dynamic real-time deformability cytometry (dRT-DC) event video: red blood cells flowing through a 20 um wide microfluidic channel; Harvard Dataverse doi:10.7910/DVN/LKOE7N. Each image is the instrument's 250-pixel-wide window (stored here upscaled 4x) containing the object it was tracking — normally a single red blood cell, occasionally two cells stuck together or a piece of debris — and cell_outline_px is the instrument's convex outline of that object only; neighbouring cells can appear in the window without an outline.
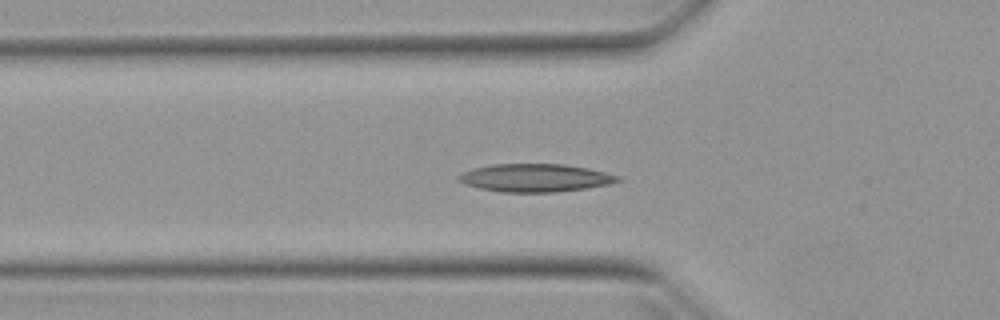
{"species": "Egyptian fruit bat (a non-hibernating species)", "species_latin": "Rousettus aegyptiacus", "temperature_condition": "warm", "stored_images_in_passage": 46, "camera_frame_rate_fps": 3000, "um_per_image_px": 0.085, "animal": {"sex": "female"}, "frame": {"image": 1, "passage_image": 11, "time_ms": 3.333, "image_size_px": [1000, 320], "cell_outline_px": [[624, 180], [608, 184], [584, 188], [556, 192], [500, 192], [480, 188], [464, 184], [456, 180], [456, 176], [460, 172], [472, 168], [492, 164], [564, 164], [588, 168], [620, 176]], "centroid_in_image_um": [45.44, 15.11], "position_along_channel_um": 80.4, "area_um2": 26.13}}
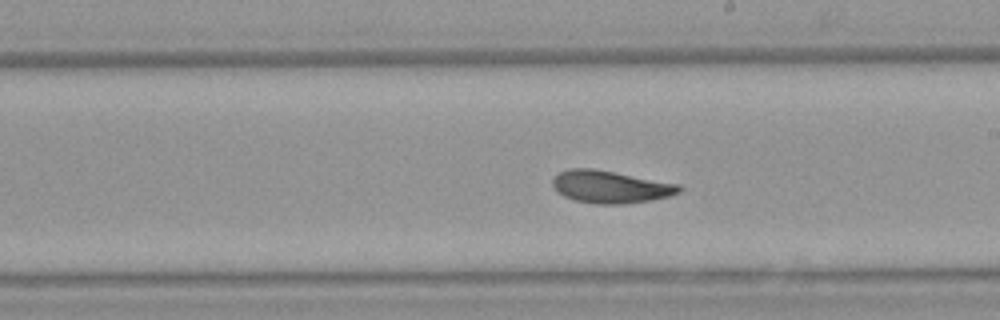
{"frame": {"image": 2, "passage_image": 23, "time_ms": 7.333, "image_size_px": [1000, 320], "cell_outline_px": [[684, 188], [680, 192], [668, 196], [648, 200], [624, 204], [596, 204], [576, 200], [564, 196], [556, 192], [552, 184], [552, 180], [560, 172], [568, 168], [592, 168], [680, 184]], "centroid_in_image_um": [51.88, 15.88], "position_along_channel_um": 237.1, "area_um2": 23.81}}
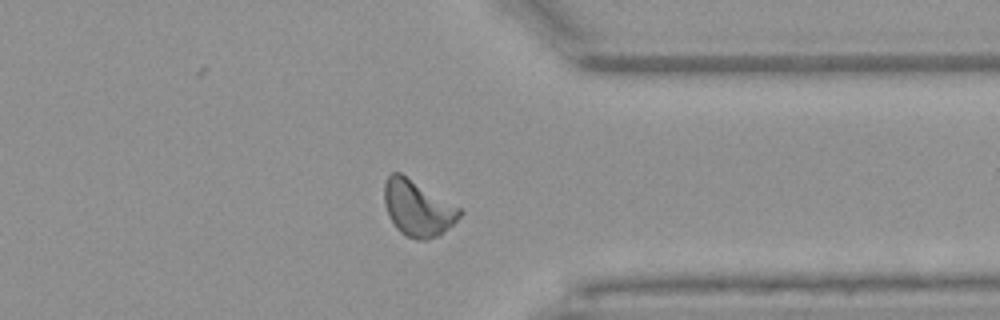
{"frame": {"image": 3, "passage_image": 34, "time_ms": 11.0, "image_size_px": [1000, 320], "cell_outline_px": [[464, 212], [444, 232], [428, 240], [416, 240], [404, 236], [396, 228], [388, 216], [384, 204], [384, 184], [388, 176], [392, 172], [400, 172], [464, 208]], "centroid_in_image_um": [35.52, 17.69], "position_along_channel_um": 375.9, "area_um2": 25.09}, "authors_computed_cell_mechanics": {"area_um2": 23.8136, "velocity_mm_per_s": 3.9242, "shape_relaxation_time_tau1_ms": 5.5257, "shape_relaxation_time_tau2_ms": 2.5034, "deformation_change_tau1": 0.1625, "deformation_change_tau2": 0.0854}}